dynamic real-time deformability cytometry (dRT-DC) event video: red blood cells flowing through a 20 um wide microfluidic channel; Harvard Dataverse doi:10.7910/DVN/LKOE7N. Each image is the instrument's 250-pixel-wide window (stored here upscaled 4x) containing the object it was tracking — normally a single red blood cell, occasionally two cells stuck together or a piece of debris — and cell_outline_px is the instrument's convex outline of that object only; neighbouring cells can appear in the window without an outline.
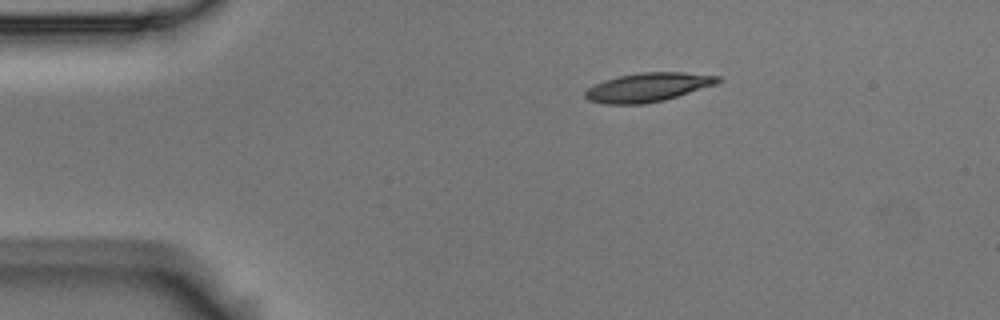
{"species": "Egyptian fruit bat (a non-hibernating species)", "species_latin": "Rousettus aegyptiacus", "temperature_condition": "room temperature", "stored_images_in_passage": 2, "camera_frame_rate_fps": 3000, "um_per_image_px": 0.085, "animal": {"sex": "male"}, "frame": {"image": 1, "passage_image": 1, "time_ms": 0.0, "image_size_px": [1000, 320], "cell_outline_px": [[724, 80], [716, 84], [664, 100], [644, 104], [604, 104], [588, 100], [584, 96], [584, 92], [588, 88], [604, 80], [616, 76], [640, 72], [684, 72], [720, 76]], "centroid_in_image_um": [55.07, 7.41], "position_along_channel_um": 29.9, "area_um2": 22.43}}